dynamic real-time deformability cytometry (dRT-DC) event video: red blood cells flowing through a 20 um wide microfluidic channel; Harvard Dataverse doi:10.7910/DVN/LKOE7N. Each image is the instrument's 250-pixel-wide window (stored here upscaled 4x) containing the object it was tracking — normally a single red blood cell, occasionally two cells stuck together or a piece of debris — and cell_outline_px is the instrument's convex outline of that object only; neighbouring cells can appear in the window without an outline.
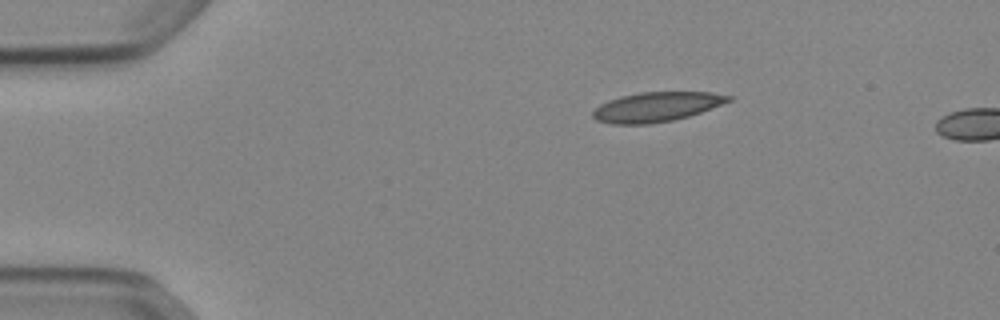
{"species": "Egyptian fruit bat (a non-hibernating species)", "species_latin": "Rousettus aegyptiacus", "temperature_condition": "cold", "stored_images_in_passage": 4, "camera_frame_rate_fps": 3000, "um_per_image_px": 0.085, "animal": {"sex": "female"}, "frame": {"image": 1, "passage_image": 1, "time_ms": 0.0, "image_size_px": [1000, 320], "cell_outline_px": [[732, 100], [700, 112], [688, 116], [672, 120], [648, 124], [612, 124], [596, 120], [592, 116], [592, 112], [600, 104], [608, 100], [620, 96], [640, 92], [712, 92], [732, 96]], "centroid_in_image_um": [55.77, 9.08], "position_along_channel_um": 29.2, "area_um2": 23.29}}